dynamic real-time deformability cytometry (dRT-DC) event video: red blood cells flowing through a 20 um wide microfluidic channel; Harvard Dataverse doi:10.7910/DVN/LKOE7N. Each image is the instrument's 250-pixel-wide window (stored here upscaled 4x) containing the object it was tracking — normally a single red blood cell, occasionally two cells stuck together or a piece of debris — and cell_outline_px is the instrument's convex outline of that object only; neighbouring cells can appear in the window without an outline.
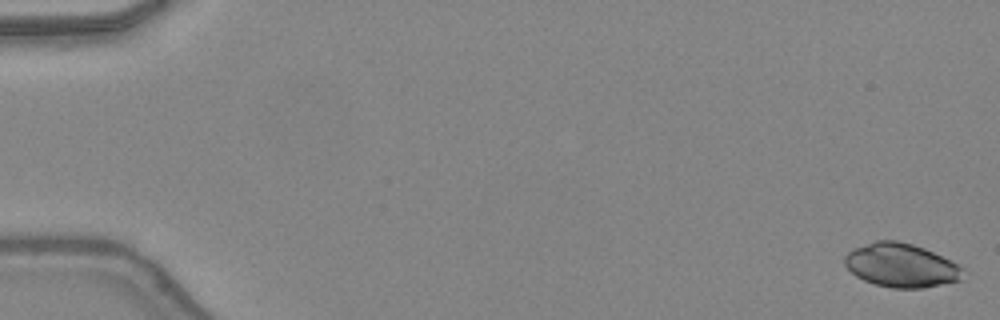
{"species": "common noctule bat (a hibernating species)", "species_latin": "Nyctalus noctula", "temperature_condition": "warm", "stored_images_in_passage": 10, "camera_frame_rate_fps": 3000, "um_per_image_px": 0.085, "animal": {"sex": "female", "body_mass_g": 24.6, "forearm_length_mm": 56.2}, "frame": {"image": 1, "passage_image": 1, "time_ms": 0.0, "image_size_px": [1000, 320], "cell_outline_px": [[964, 280], [924, 288], [892, 288], [876, 284], [864, 280], [856, 276], [844, 264], [844, 256], [852, 248], [876, 240], [896, 240], [912, 244], [924, 248], [964, 268]], "centroid_in_image_um": [76.6, 22.56], "position_along_channel_um": 8.4, "area_um2": 30.23}}